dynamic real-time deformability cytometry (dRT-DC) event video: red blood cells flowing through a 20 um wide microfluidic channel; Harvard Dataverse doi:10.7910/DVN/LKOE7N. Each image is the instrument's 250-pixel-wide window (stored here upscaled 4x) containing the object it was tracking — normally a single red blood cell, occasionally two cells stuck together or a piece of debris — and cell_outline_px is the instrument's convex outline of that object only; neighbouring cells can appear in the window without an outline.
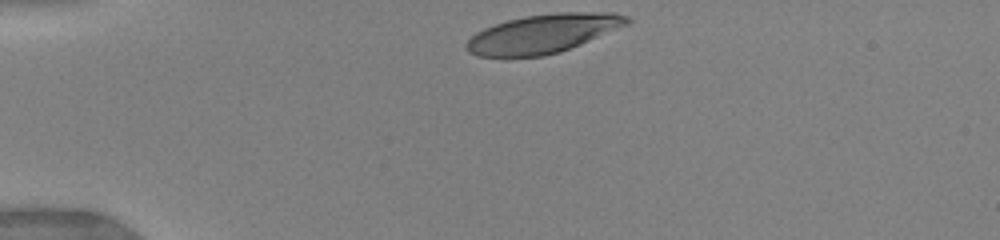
{"species": "human", "species_latin": "Homo sapiens", "temperature_condition": "warm", "stored_images_in_passage": 13, "camera_frame_rate_fps": 3000, "um_per_image_px": 0.085, "donor": {"sex": "female"}, "frame": {"image": 1, "passage_image": 1, "time_ms": 0.0, "image_size_px": [1000, 240], "cell_outline_px": [[632, 20], [628, 24], [580, 44], [560, 52], [544, 56], [476, 56], [468, 52], [464, 48], [468, 40], [476, 32], [484, 28], [508, 20], [524, 16], [556, 12], [616, 12], [628, 16]], "centroid_in_image_um": [46.17, 2.85], "position_along_channel_um": 38.8, "area_um2": 36.18}}